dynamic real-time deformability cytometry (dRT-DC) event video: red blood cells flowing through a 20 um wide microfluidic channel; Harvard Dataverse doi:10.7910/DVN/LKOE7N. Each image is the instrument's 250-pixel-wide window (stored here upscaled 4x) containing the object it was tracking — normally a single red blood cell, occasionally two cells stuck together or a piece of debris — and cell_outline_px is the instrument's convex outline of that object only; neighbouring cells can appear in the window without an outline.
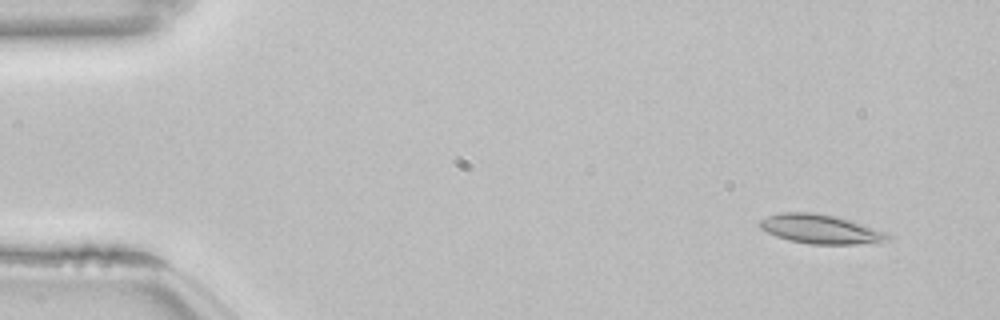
{"species": "common noctule bat (a hibernating species)", "species_latin": "Nyctalus noctula", "temperature_condition": "room temperature", "stored_images_in_passage": 53, "camera_frame_rate_fps": 3000, "um_per_image_px": 0.085, "animal": {"sex": "female", "body_mass_g": 22.7, "forearm_length_mm": 54.2}, "frame": {"image": 1, "passage_image": 4, "time_ms": 1.0, "image_size_px": [1000, 320], "cell_outline_px": [[892, 240], [876, 244], [812, 244], [788, 240], [776, 236], [760, 228], [760, 220], [768, 216], [780, 212], [812, 212], [836, 216], [852, 220], [888, 232], [892, 236]], "centroid_in_image_um": [69.86, 19.48], "position_along_channel_um": 15.1, "area_um2": 22.2}}
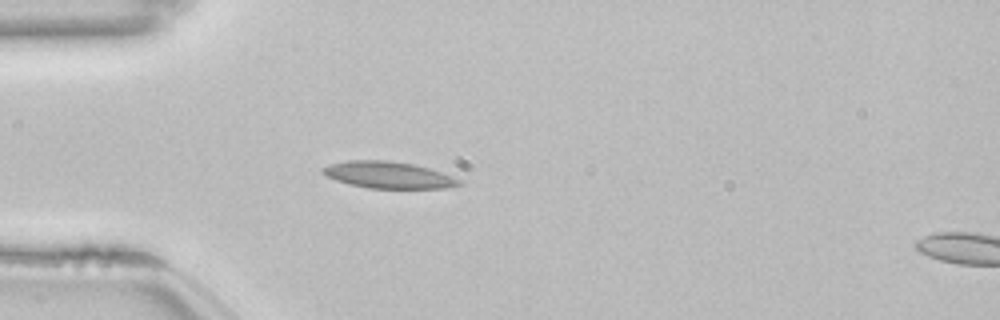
{"frame": {"image": 2, "passage_image": 15, "time_ms": 4.667, "image_size_px": [1000, 320], "cell_outline_px": [[464, 184], [444, 188], [368, 188], [348, 184], [336, 180], [320, 172], [320, 168], [328, 164], [348, 160], [388, 160], [412, 164], [428, 168], [452, 176], [460, 180]], "centroid_in_image_um": [32.96, 14.87], "position_along_channel_um": 52.0, "area_um2": 21.21}}
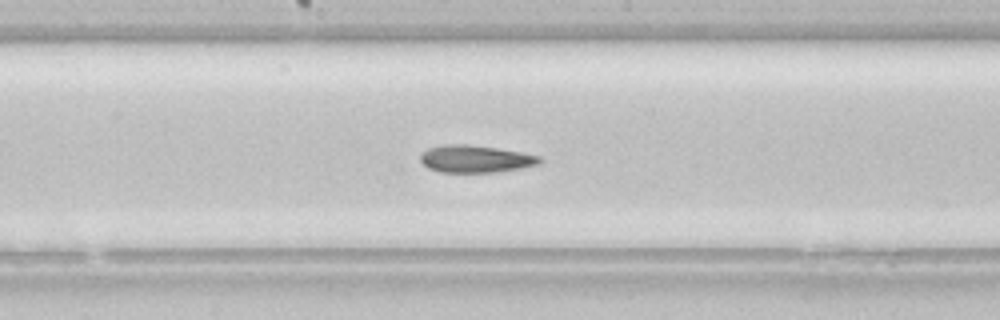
{"frame": {"image": 3, "passage_image": 28, "time_ms": 9.0, "image_size_px": [1000, 320], "cell_outline_px": [[544, 160], [540, 164], [520, 168], [496, 172], [440, 172], [428, 168], [420, 160], [420, 152], [428, 148], [444, 144], [468, 144], [496, 148], [520, 152], [540, 156]], "centroid_in_image_um": [40.4, 13.5], "position_along_channel_um": 207.8, "area_um2": 19.07}, "authors_computed_cell_mechanics": {"area_um2": 20.4612, "velocity_mm_per_s": 3.8276, "shape_relaxation_time_tau1_ms": null, "shape_relaxation_time_tau2_ms": 5.3729, "deformation_change_tau1": null, "deformation_change_tau2": 0.117}}